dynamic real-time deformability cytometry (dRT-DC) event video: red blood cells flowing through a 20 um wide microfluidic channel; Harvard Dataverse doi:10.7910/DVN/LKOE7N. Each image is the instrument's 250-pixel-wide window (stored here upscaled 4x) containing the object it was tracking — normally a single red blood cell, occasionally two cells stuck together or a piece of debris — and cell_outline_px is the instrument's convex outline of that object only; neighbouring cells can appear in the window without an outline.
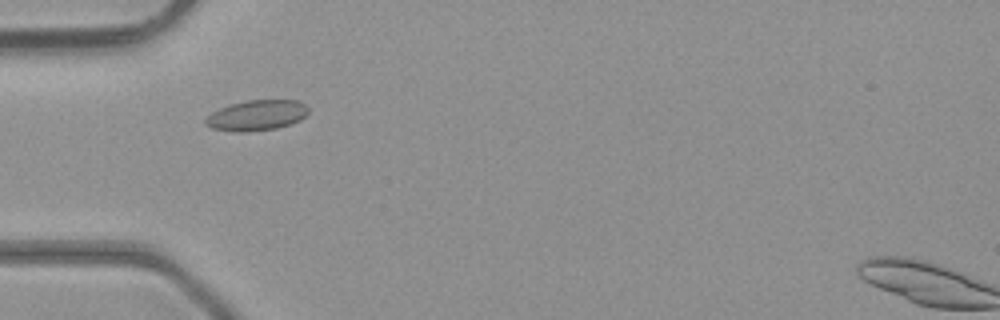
{"species": "common noctule bat (a hibernating species)", "species_latin": "Nyctalus noctula", "temperature_condition": "room temperature", "stored_images_in_passage": 35, "camera_frame_rate_fps": 3000, "um_per_image_px": 0.085, "animal": {"sex": "male", "body_mass_g": 23.1, "forearm_length_mm": 52.7}, "frame": {"image": 1, "passage_image": 3, "time_ms": 0.667, "image_size_px": [1000, 320], "cell_outline_px": [[308, 112], [300, 120], [292, 124], [276, 128], [248, 132], [236, 132], [212, 128], [204, 124], [204, 120], [212, 112], [220, 108], [232, 104], [248, 100], [300, 100], [308, 108]], "centroid_in_image_um": [21.82, 9.81], "position_along_channel_um": 63.2, "area_um2": 18.26}}
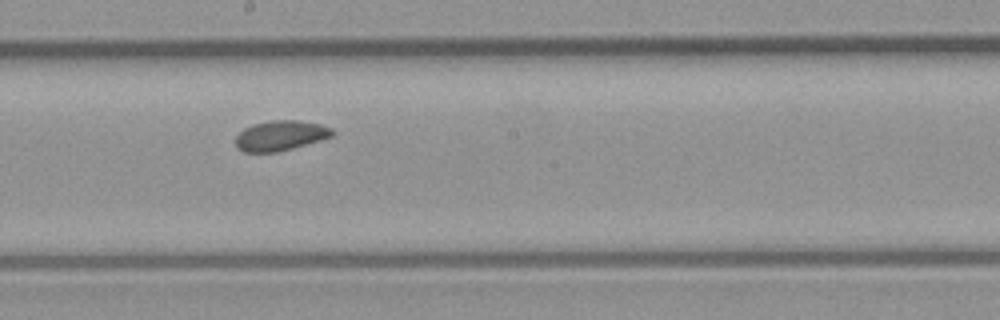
{"frame": {"image": 2, "passage_image": 14, "time_ms": 4.333, "image_size_px": [1000, 320], "cell_outline_px": [[336, 132], [332, 136], [320, 140], [292, 148], [276, 152], [244, 152], [236, 148], [236, 136], [244, 128], [256, 124], [272, 120], [296, 120], [320, 124], [332, 128]], "centroid_in_image_um": [23.85, 11.53], "position_along_channel_um": 224.4, "area_um2": 16.82}}
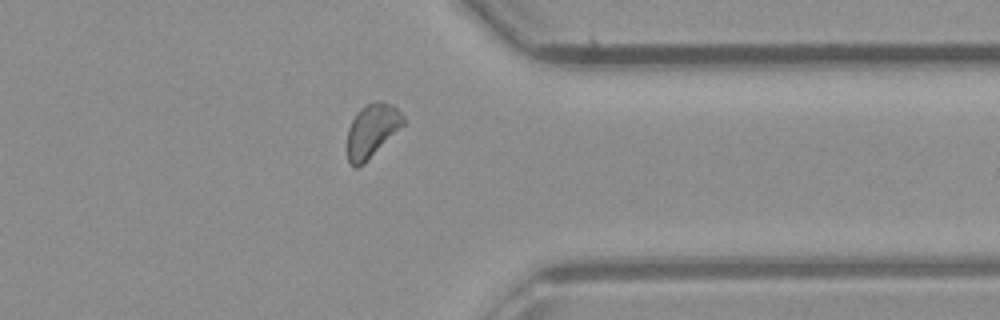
{"frame": {"image": 3, "passage_image": 25, "time_ms": 8.0, "image_size_px": [1000, 320], "cell_outline_px": [[404, 124], [364, 164], [356, 168], [348, 160], [348, 128], [356, 112], [360, 108], [376, 100], [380, 100], [392, 104], [404, 116]], "centroid_in_image_um": [31.62, 11.07], "position_along_channel_um": 379.8, "area_um2": 17.28}, "authors_computed_cell_mechanics": {"area_um2": 17.2822, "velocity_mm_per_s": 4.4284, "shape_relaxation_time_tau1_ms": null, "shape_relaxation_time_tau2_ms": 2.2952, "deformation_change_tau1": null, "deformation_change_tau2": 0.0769}}